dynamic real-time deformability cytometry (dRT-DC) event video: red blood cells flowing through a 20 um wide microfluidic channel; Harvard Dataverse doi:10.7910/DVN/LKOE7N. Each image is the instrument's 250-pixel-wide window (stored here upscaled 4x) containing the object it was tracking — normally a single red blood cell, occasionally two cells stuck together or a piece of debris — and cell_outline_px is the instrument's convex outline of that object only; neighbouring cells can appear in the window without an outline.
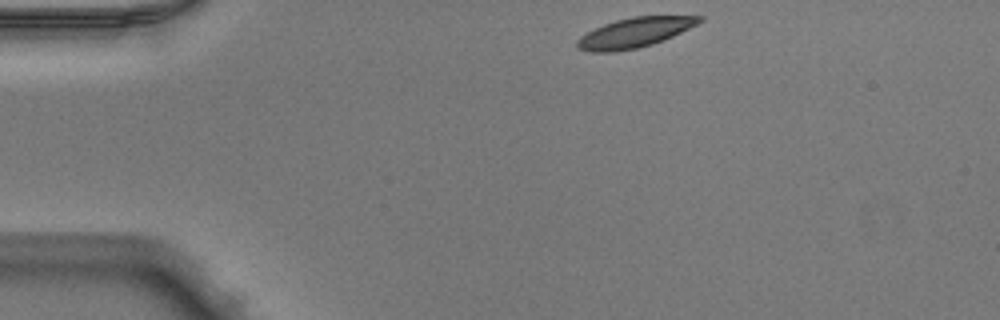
{"species": "Egyptian fruit bat (a non-hibernating species)", "species_latin": "Rousettus aegyptiacus", "temperature_condition": "warm", "stored_images_in_passage": 42, "camera_frame_rate_fps": 3000, "um_per_image_px": 0.085, "animal": {"sex": "male"}, "frame": {"image": 1, "passage_image": 1, "time_ms": 0.0, "image_size_px": [1000, 320], "cell_outline_px": [[704, 20], [664, 40], [652, 44], [636, 48], [616, 52], [592, 52], [576, 48], [576, 40], [580, 36], [604, 24], [616, 20], [632, 16], [704, 16]], "centroid_in_image_um": [53.91, 2.78], "position_along_channel_um": 31.1, "area_um2": 21.04}}
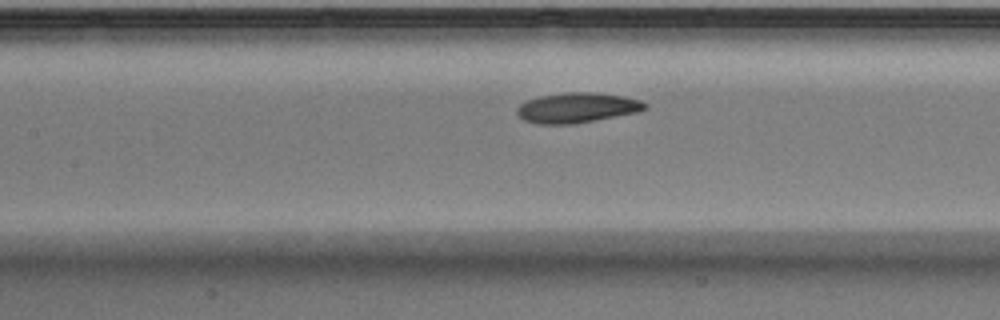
{"frame": {"image": 2, "passage_image": 15, "time_ms": 4.667, "image_size_px": [1000, 320], "cell_outline_px": [[648, 108], [640, 112], [596, 120], [572, 124], [536, 124], [524, 120], [516, 112], [516, 108], [520, 104], [528, 100], [540, 96], [568, 92], [592, 92], [624, 96], [640, 100], [648, 104]], "centroid_in_image_um": [49.08, 9.16], "position_along_channel_um": 158.3, "area_um2": 22.54}}
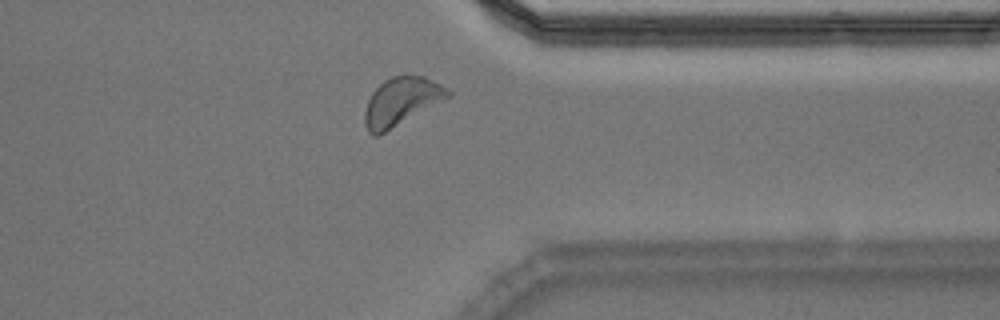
{"frame": {"image": 3, "passage_image": 32, "time_ms": 10.333, "image_size_px": [1000, 320], "cell_outline_px": [[452, 96], [384, 132], [376, 136], [372, 136], [368, 132], [364, 124], [364, 112], [368, 100], [372, 92], [384, 80], [392, 76], [404, 72], [424, 76], [440, 84], [452, 92]], "centroid_in_image_um": [34.11, 8.58], "position_along_channel_um": 377.3, "area_um2": 23.47}, "authors_computed_cell_mechanics": {"area_um2": 22.4842, "velocity_mm_per_s": 3.9371, "shape_relaxation_time_tau1_ms": 2.2035, "shape_relaxation_time_tau2_ms": 8.1689, "deformation_change_tau1": 0.0901, "deformation_change_tau2": 0.144}}